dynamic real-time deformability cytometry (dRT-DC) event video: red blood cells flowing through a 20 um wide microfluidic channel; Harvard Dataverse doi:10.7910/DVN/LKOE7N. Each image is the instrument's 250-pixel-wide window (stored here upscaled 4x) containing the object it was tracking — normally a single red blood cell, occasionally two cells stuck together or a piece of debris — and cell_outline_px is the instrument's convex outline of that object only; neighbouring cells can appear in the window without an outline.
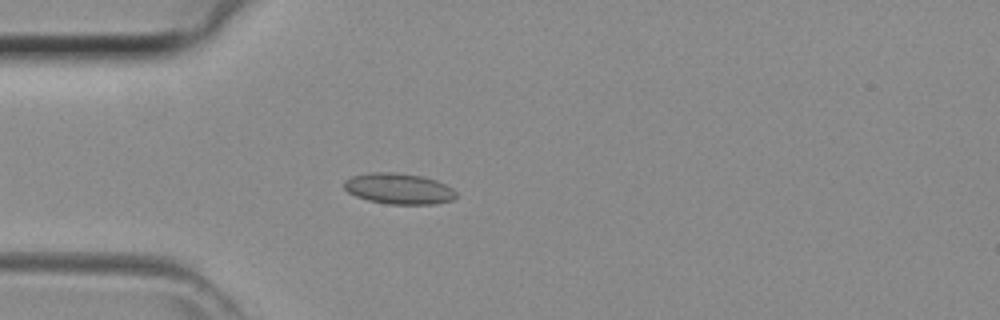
{"species": "common noctule bat (a hibernating species)", "species_latin": "Nyctalus noctula", "temperature_condition": "room temperature", "stored_images_in_passage": 33, "camera_frame_rate_fps": 3000, "um_per_image_px": 0.085, "animal": {"sex": "female", "body_mass_g": 29.2, "forearm_length_mm": 56.3}, "frame": {"image": 1, "passage_image": 2, "time_ms": 0.333, "image_size_px": [1000, 320], "cell_outline_px": [[456, 196], [452, 200], [436, 204], [388, 204], [368, 200], [356, 196], [348, 192], [344, 188], [344, 180], [352, 176], [368, 172], [396, 172], [424, 176], [436, 180], [452, 188], [456, 192]], "centroid_in_image_um": [33.89, 16.03], "position_along_channel_um": 51.1, "area_um2": 20.29}}
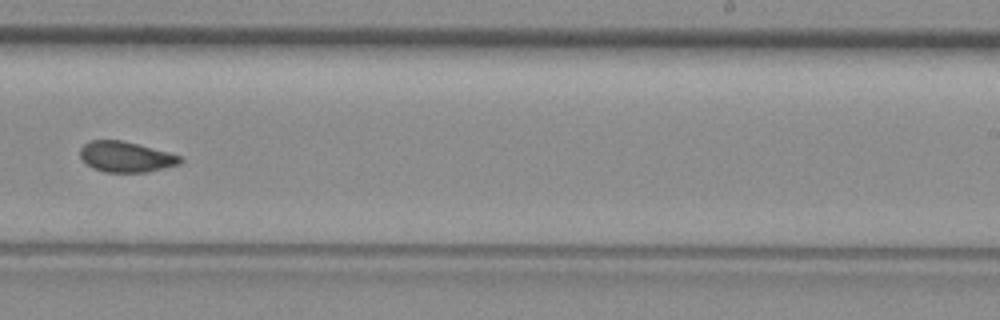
{"frame": {"image": 2, "passage_image": 17, "time_ms": 5.333, "image_size_px": [1000, 320], "cell_outline_px": [[184, 160], [180, 164], [148, 172], [104, 172], [92, 168], [80, 156], [80, 148], [88, 140], [120, 140], [168, 152], [180, 156]], "centroid_in_image_um": [10.7, 13.33], "position_along_channel_um": 278.3, "area_um2": 17.74}}
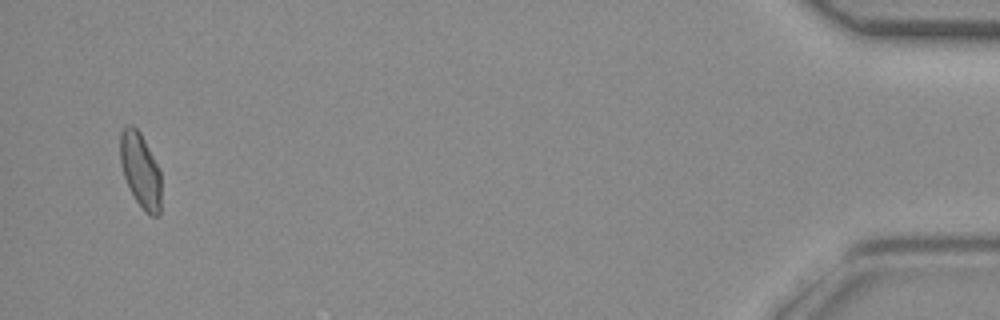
{"frame": {"image": 3, "passage_image": 32, "time_ms": 10.333, "image_size_px": [1000, 320], "cell_outline_px": [[160, 216], [152, 216], [144, 212], [128, 188], [120, 164], [120, 132], [128, 124], [132, 124], [140, 132], [160, 168]], "centroid_in_image_um": [11.93, 14.47], "position_along_channel_um": 423.3, "area_um2": 18.09}}